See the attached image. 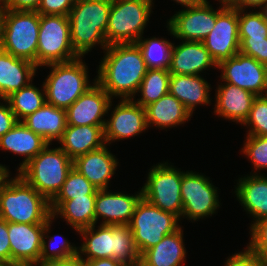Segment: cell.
Here are the masks:
<instances>
[{
	"label": "cell",
	"instance_id": "1",
	"mask_svg": "<svg viewBox=\"0 0 267 266\" xmlns=\"http://www.w3.org/2000/svg\"><path fill=\"white\" fill-rule=\"evenodd\" d=\"M103 52L105 54L99 63L96 82L112 99H134L147 72L138 45L111 44Z\"/></svg>",
	"mask_w": 267,
	"mask_h": 266
},
{
	"label": "cell",
	"instance_id": "2",
	"mask_svg": "<svg viewBox=\"0 0 267 266\" xmlns=\"http://www.w3.org/2000/svg\"><path fill=\"white\" fill-rule=\"evenodd\" d=\"M96 224L78 231L83 243L78 255L84 260L113 258L124 266H139L141 255L135 245L129 225ZM85 255V256H83Z\"/></svg>",
	"mask_w": 267,
	"mask_h": 266
},
{
	"label": "cell",
	"instance_id": "3",
	"mask_svg": "<svg viewBox=\"0 0 267 266\" xmlns=\"http://www.w3.org/2000/svg\"><path fill=\"white\" fill-rule=\"evenodd\" d=\"M0 181V218L8 223L45 224L52 216L50 202L18 174Z\"/></svg>",
	"mask_w": 267,
	"mask_h": 266
},
{
	"label": "cell",
	"instance_id": "4",
	"mask_svg": "<svg viewBox=\"0 0 267 266\" xmlns=\"http://www.w3.org/2000/svg\"><path fill=\"white\" fill-rule=\"evenodd\" d=\"M112 0H76L68 14L70 40L74 51L80 56L92 51L98 44L108 47L105 32Z\"/></svg>",
	"mask_w": 267,
	"mask_h": 266
},
{
	"label": "cell",
	"instance_id": "5",
	"mask_svg": "<svg viewBox=\"0 0 267 266\" xmlns=\"http://www.w3.org/2000/svg\"><path fill=\"white\" fill-rule=\"evenodd\" d=\"M50 145L48 143L16 173L49 202L61 190L67 174L73 168V160L60 147L50 148Z\"/></svg>",
	"mask_w": 267,
	"mask_h": 266
},
{
	"label": "cell",
	"instance_id": "6",
	"mask_svg": "<svg viewBox=\"0 0 267 266\" xmlns=\"http://www.w3.org/2000/svg\"><path fill=\"white\" fill-rule=\"evenodd\" d=\"M46 67H51L45 82H42L46 102L57 108L67 109L96 82L95 77L94 82L90 83L88 66L82 57Z\"/></svg>",
	"mask_w": 267,
	"mask_h": 266
},
{
	"label": "cell",
	"instance_id": "7",
	"mask_svg": "<svg viewBox=\"0 0 267 266\" xmlns=\"http://www.w3.org/2000/svg\"><path fill=\"white\" fill-rule=\"evenodd\" d=\"M153 0H112L105 32L108 45L136 43L144 33Z\"/></svg>",
	"mask_w": 267,
	"mask_h": 266
},
{
	"label": "cell",
	"instance_id": "8",
	"mask_svg": "<svg viewBox=\"0 0 267 266\" xmlns=\"http://www.w3.org/2000/svg\"><path fill=\"white\" fill-rule=\"evenodd\" d=\"M40 14L6 10L1 50L36 64Z\"/></svg>",
	"mask_w": 267,
	"mask_h": 266
},
{
	"label": "cell",
	"instance_id": "9",
	"mask_svg": "<svg viewBox=\"0 0 267 266\" xmlns=\"http://www.w3.org/2000/svg\"><path fill=\"white\" fill-rule=\"evenodd\" d=\"M80 56L74 51L70 40L68 16L40 15L36 66L64 63Z\"/></svg>",
	"mask_w": 267,
	"mask_h": 266
},
{
	"label": "cell",
	"instance_id": "10",
	"mask_svg": "<svg viewBox=\"0 0 267 266\" xmlns=\"http://www.w3.org/2000/svg\"><path fill=\"white\" fill-rule=\"evenodd\" d=\"M178 222L180 219L176 215L161 210L142 197L129 224L140 255L158 244L164 236L177 231L181 227Z\"/></svg>",
	"mask_w": 267,
	"mask_h": 266
},
{
	"label": "cell",
	"instance_id": "11",
	"mask_svg": "<svg viewBox=\"0 0 267 266\" xmlns=\"http://www.w3.org/2000/svg\"><path fill=\"white\" fill-rule=\"evenodd\" d=\"M183 173L168 162L153 165L149 169L146 183L141 188L142 197L182 220L183 203L180 189Z\"/></svg>",
	"mask_w": 267,
	"mask_h": 266
},
{
	"label": "cell",
	"instance_id": "12",
	"mask_svg": "<svg viewBox=\"0 0 267 266\" xmlns=\"http://www.w3.org/2000/svg\"><path fill=\"white\" fill-rule=\"evenodd\" d=\"M209 178L198 172L184 171L180 189L183 203L181 218L195 222L211 217L219 209L218 187Z\"/></svg>",
	"mask_w": 267,
	"mask_h": 266
},
{
	"label": "cell",
	"instance_id": "13",
	"mask_svg": "<svg viewBox=\"0 0 267 266\" xmlns=\"http://www.w3.org/2000/svg\"><path fill=\"white\" fill-rule=\"evenodd\" d=\"M221 80L239 88L248 90L256 96L267 93V66L253 57L238 52L229 59L220 62Z\"/></svg>",
	"mask_w": 267,
	"mask_h": 266
},
{
	"label": "cell",
	"instance_id": "14",
	"mask_svg": "<svg viewBox=\"0 0 267 266\" xmlns=\"http://www.w3.org/2000/svg\"><path fill=\"white\" fill-rule=\"evenodd\" d=\"M217 9L206 0L204 3L183 8L168 19L170 35L184 41H203L215 26Z\"/></svg>",
	"mask_w": 267,
	"mask_h": 266
},
{
	"label": "cell",
	"instance_id": "15",
	"mask_svg": "<svg viewBox=\"0 0 267 266\" xmlns=\"http://www.w3.org/2000/svg\"><path fill=\"white\" fill-rule=\"evenodd\" d=\"M217 65L240 50L238 9L219 6L215 26L202 41Z\"/></svg>",
	"mask_w": 267,
	"mask_h": 266
},
{
	"label": "cell",
	"instance_id": "16",
	"mask_svg": "<svg viewBox=\"0 0 267 266\" xmlns=\"http://www.w3.org/2000/svg\"><path fill=\"white\" fill-rule=\"evenodd\" d=\"M106 120L104 127L105 143L135 137L147 130L145 108L134 99H120Z\"/></svg>",
	"mask_w": 267,
	"mask_h": 266
},
{
	"label": "cell",
	"instance_id": "17",
	"mask_svg": "<svg viewBox=\"0 0 267 266\" xmlns=\"http://www.w3.org/2000/svg\"><path fill=\"white\" fill-rule=\"evenodd\" d=\"M112 100L109 94L95 82L66 109L67 125L105 126L106 119L103 116H107L108 111L112 109Z\"/></svg>",
	"mask_w": 267,
	"mask_h": 266
},
{
	"label": "cell",
	"instance_id": "18",
	"mask_svg": "<svg viewBox=\"0 0 267 266\" xmlns=\"http://www.w3.org/2000/svg\"><path fill=\"white\" fill-rule=\"evenodd\" d=\"M45 224L8 223L11 264L38 266Z\"/></svg>",
	"mask_w": 267,
	"mask_h": 266
},
{
	"label": "cell",
	"instance_id": "19",
	"mask_svg": "<svg viewBox=\"0 0 267 266\" xmlns=\"http://www.w3.org/2000/svg\"><path fill=\"white\" fill-rule=\"evenodd\" d=\"M108 190H97L95 200L96 224L101 218V225H129L136 206L142 198V190L134 195L121 192L113 193Z\"/></svg>",
	"mask_w": 267,
	"mask_h": 266
},
{
	"label": "cell",
	"instance_id": "20",
	"mask_svg": "<svg viewBox=\"0 0 267 266\" xmlns=\"http://www.w3.org/2000/svg\"><path fill=\"white\" fill-rule=\"evenodd\" d=\"M217 63L201 41H184L173 45L169 72L177 75H200Z\"/></svg>",
	"mask_w": 267,
	"mask_h": 266
},
{
	"label": "cell",
	"instance_id": "21",
	"mask_svg": "<svg viewBox=\"0 0 267 266\" xmlns=\"http://www.w3.org/2000/svg\"><path fill=\"white\" fill-rule=\"evenodd\" d=\"M214 114L241 125L247 120L252 108L254 93L224 82L215 89Z\"/></svg>",
	"mask_w": 267,
	"mask_h": 266
},
{
	"label": "cell",
	"instance_id": "22",
	"mask_svg": "<svg viewBox=\"0 0 267 266\" xmlns=\"http://www.w3.org/2000/svg\"><path fill=\"white\" fill-rule=\"evenodd\" d=\"M107 146L106 144L73 160V168L85 176L98 190L109 188L110 179L119 165L118 159Z\"/></svg>",
	"mask_w": 267,
	"mask_h": 266
},
{
	"label": "cell",
	"instance_id": "23",
	"mask_svg": "<svg viewBox=\"0 0 267 266\" xmlns=\"http://www.w3.org/2000/svg\"><path fill=\"white\" fill-rule=\"evenodd\" d=\"M235 195L243 209L253 218L250 227L267 217V176L265 174L246 175L237 180Z\"/></svg>",
	"mask_w": 267,
	"mask_h": 266
},
{
	"label": "cell",
	"instance_id": "24",
	"mask_svg": "<svg viewBox=\"0 0 267 266\" xmlns=\"http://www.w3.org/2000/svg\"><path fill=\"white\" fill-rule=\"evenodd\" d=\"M39 69L36 64L16 58L0 49V100L28 86Z\"/></svg>",
	"mask_w": 267,
	"mask_h": 266
},
{
	"label": "cell",
	"instance_id": "25",
	"mask_svg": "<svg viewBox=\"0 0 267 266\" xmlns=\"http://www.w3.org/2000/svg\"><path fill=\"white\" fill-rule=\"evenodd\" d=\"M105 126L67 125L59 146L72 160L90 151L102 148L105 143Z\"/></svg>",
	"mask_w": 267,
	"mask_h": 266
},
{
	"label": "cell",
	"instance_id": "26",
	"mask_svg": "<svg viewBox=\"0 0 267 266\" xmlns=\"http://www.w3.org/2000/svg\"><path fill=\"white\" fill-rule=\"evenodd\" d=\"M211 84L200 75L171 74L169 93L176 97L193 115L197 105H210Z\"/></svg>",
	"mask_w": 267,
	"mask_h": 266
},
{
	"label": "cell",
	"instance_id": "27",
	"mask_svg": "<svg viewBox=\"0 0 267 266\" xmlns=\"http://www.w3.org/2000/svg\"><path fill=\"white\" fill-rule=\"evenodd\" d=\"M47 144L46 140L28 129L22 121H18L10 131L0 138L1 150L23 156L17 172L36 157Z\"/></svg>",
	"mask_w": 267,
	"mask_h": 266
},
{
	"label": "cell",
	"instance_id": "28",
	"mask_svg": "<svg viewBox=\"0 0 267 266\" xmlns=\"http://www.w3.org/2000/svg\"><path fill=\"white\" fill-rule=\"evenodd\" d=\"M183 237L181 227L164 236L158 244L141 255L139 266H184L187 253Z\"/></svg>",
	"mask_w": 267,
	"mask_h": 266
},
{
	"label": "cell",
	"instance_id": "29",
	"mask_svg": "<svg viewBox=\"0 0 267 266\" xmlns=\"http://www.w3.org/2000/svg\"><path fill=\"white\" fill-rule=\"evenodd\" d=\"M22 122L28 129L52 144V141H58L62 137L67 127L66 109L57 108L46 102Z\"/></svg>",
	"mask_w": 267,
	"mask_h": 266
},
{
	"label": "cell",
	"instance_id": "30",
	"mask_svg": "<svg viewBox=\"0 0 267 266\" xmlns=\"http://www.w3.org/2000/svg\"><path fill=\"white\" fill-rule=\"evenodd\" d=\"M147 127L172 128L188 122L192 117L185 106L170 93L145 107Z\"/></svg>",
	"mask_w": 267,
	"mask_h": 266
},
{
	"label": "cell",
	"instance_id": "31",
	"mask_svg": "<svg viewBox=\"0 0 267 266\" xmlns=\"http://www.w3.org/2000/svg\"><path fill=\"white\" fill-rule=\"evenodd\" d=\"M95 200L96 195H85V197L66 200L52 213V216L54 218L60 216L78 232L96 224Z\"/></svg>",
	"mask_w": 267,
	"mask_h": 266
},
{
	"label": "cell",
	"instance_id": "32",
	"mask_svg": "<svg viewBox=\"0 0 267 266\" xmlns=\"http://www.w3.org/2000/svg\"><path fill=\"white\" fill-rule=\"evenodd\" d=\"M41 87L42 89H39L31 82L5 98L18 121L33 114L46 103L44 85Z\"/></svg>",
	"mask_w": 267,
	"mask_h": 266
},
{
	"label": "cell",
	"instance_id": "33",
	"mask_svg": "<svg viewBox=\"0 0 267 266\" xmlns=\"http://www.w3.org/2000/svg\"><path fill=\"white\" fill-rule=\"evenodd\" d=\"M170 76L168 69H147L137 92L142 97L134 101L145 108L168 94Z\"/></svg>",
	"mask_w": 267,
	"mask_h": 266
},
{
	"label": "cell",
	"instance_id": "34",
	"mask_svg": "<svg viewBox=\"0 0 267 266\" xmlns=\"http://www.w3.org/2000/svg\"><path fill=\"white\" fill-rule=\"evenodd\" d=\"M142 36L136 44L141 50L147 69H168L170 67L171 53L174 43L165 38Z\"/></svg>",
	"mask_w": 267,
	"mask_h": 266
},
{
	"label": "cell",
	"instance_id": "35",
	"mask_svg": "<svg viewBox=\"0 0 267 266\" xmlns=\"http://www.w3.org/2000/svg\"><path fill=\"white\" fill-rule=\"evenodd\" d=\"M97 188L89 180L72 168L67 174L66 180L61 190L50 201L51 214L66 200L76 197H85V195H97Z\"/></svg>",
	"mask_w": 267,
	"mask_h": 266
},
{
	"label": "cell",
	"instance_id": "36",
	"mask_svg": "<svg viewBox=\"0 0 267 266\" xmlns=\"http://www.w3.org/2000/svg\"><path fill=\"white\" fill-rule=\"evenodd\" d=\"M55 219L56 218L51 216L44 225V231L42 235V250H41V255L39 258V265L47 263V262H51L54 260L73 257L78 254V247L71 244L66 238L61 239V241L59 240L55 244L56 240L63 237L62 235L57 234L58 239L56 235H53V236L48 235L51 232L50 231L51 224ZM45 239H49L48 241L49 243Z\"/></svg>",
	"mask_w": 267,
	"mask_h": 266
},
{
	"label": "cell",
	"instance_id": "37",
	"mask_svg": "<svg viewBox=\"0 0 267 266\" xmlns=\"http://www.w3.org/2000/svg\"><path fill=\"white\" fill-rule=\"evenodd\" d=\"M246 11V12H245ZM239 37H251V39L267 38V19L264 11L259 9L247 11L238 9Z\"/></svg>",
	"mask_w": 267,
	"mask_h": 266
},
{
	"label": "cell",
	"instance_id": "38",
	"mask_svg": "<svg viewBox=\"0 0 267 266\" xmlns=\"http://www.w3.org/2000/svg\"><path fill=\"white\" fill-rule=\"evenodd\" d=\"M241 152L253 163V174L267 169V136L246 135Z\"/></svg>",
	"mask_w": 267,
	"mask_h": 266
},
{
	"label": "cell",
	"instance_id": "39",
	"mask_svg": "<svg viewBox=\"0 0 267 266\" xmlns=\"http://www.w3.org/2000/svg\"><path fill=\"white\" fill-rule=\"evenodd\" d=\"M243 125L249 127L247 135L267 136V93L254 99L249 117Z\"/></svg>",
	"mask_w": 267,
	"mask_h": 266
},
{
	"label": "cell",
	"instance_id": "40",
	"mask_svg": "<svg viewBox=\"0 0 267 266\" xmlns=\"http://www.w3.org/2000/svg\"><path fill=\"white\" fill-rule=\"evenodd\" d=\"M250 242L247 247L267 263V217L250 227Z\"/></svg>",
	"mask_w": 267,
	"mask_h": 266
},
{
	"label": "cell",
	"instance_id": "41",
	"mask_svg": "<svg viewBox=\"0 0 267 266\" xmlns=\"http://www.w3.org/2000/svg\"><path fill=\"white\" fill-rule=\"evenodd\" d=\"M239 52L253 57L256 61L267 66V38L251 39V37H239Z\"/></svg>",
	"mask_w": 267,
	"mask_h": 266
},
{
	"label": "cell",
	"instance_id": "42",
	"mask_svg": "<svg viewBox=\"0 0 267 266\" xmlns=\"http://www.w3.org/2000/svg\"><path fill=\"white\" fill-rule=\"evenodd\" d=\"M76 0H41L37 12L40 15L68 16Z\"/></svg>",
	"mask_w": 267,
	"mask_h": 266
},
{
	"label": "cell",
	"instance_id": "43",
	"mask_svg": "<svg viewBox=\"0 0 267 266\" xmlns=\"http://www.w3.org/2000/svg\"><path fill=\"white\" fill-rule=\"evenodd\" d=\"M246 249V250H245ZM228 257L224 266H267V263L248 247Z\"/></svg>",
	"mask_w": 267,
	"mask_h": 266
},
{
	"label": "cell",
	"instance_id": "44",
	"mask_svg": "<svg viewBox=\"0 0 267 266\" xmlns=\"http://www.w3.org/2000/svg\"><path fill=\"white\" fill-rule=\"evenodd\" d=\"M3 102H0V138L18 123L9 103L5 99H3Z\"/></svg>",
	"mask_w": 267,
	"mask_h": 266
},
{
	"label": "cell",
	"instance_id": "45",
	"mask_svg": "<svg viewBox=\"0 0 267 266\" xmlns=\"http://www.w3.org/2000/svg\"><path fill=\"white\" fill-rule=\"evenodd\" d=\"M0 263L11 264V249L8 238V222L0 218Z\"/></svg>",
	"mask_w": 267,
	"mask_h": 266
},
{
	"label": "cell",
	"instance_id": "46",
	"mask_svg": "<svg viewBox=\"0 0 267 266\" xmlns=\"http://www.w3.org/2000/svg\"><path fill=\"white\" fill-rule=\"evenodd\" d=\"M6 10L37 11L41 0H2Z\"/></svg>",
	"mask_w": 267,
	"mask_h": 266
},
{
	"label": "cell",
	"instance_id": "47",
	"mask_svg": "<svg viewBox=\"0 0 267 266\" xmlns=\"http://www.w3.org/2000/svg\"><path fill=\"white\" fill-rule=\"evenodd\" d=\"M38 266H84V260L77 254L73 257L54 260Z\"/></svg>",
	"mask_w": 267,
	"mask_h": 266
},
{
	"label": "cell",
	"instance_id": "48",
	"mask_svg": "<svg viewBox=\"0 0 267 266\" xmlns=\"http://www.w3.org/2000/svg\"><path fill=\"white\" fill-rule=\"evenodd\" d=\"M84 266H124L113 258H99L84 261Z\"/></svg>",
	"mask_w": 267,
	"mask_h": 266
},
{
	"label": "cell",
	"instance_id": "49",
	"mask_svg": "<svg viewBox=\"0 0 267 266\" xmlns=\"http://www.w3.org/2000/svg\"><path fill=\"white\" fill-rule=\"evenodd\" d=\"M267 6V0H241V2L235 7L236 9H249L256 8L263 9Z\"/></svg>",
	"mask_w": 267,
	"mask_h": 266
},
{
	"label": "cell",
	"instance_id": "50",
	"mask_svg": "<svg viewBox=\"0 0 267 266\" xmlns=\"http://www.w3.org/2000/svg\"><path fill=\"white\" fill-rule=\"evenodd\" d=\"M172 1V0H171ZM185 8L193 7L204 3L206 0H173Z\"/></svg>",
	"mask_w": 267,
	"mask_h": 266
},
{
	"label": "cell",
	"instance_id": "51",
	"mask_svg": "<svg viewBox=\"0 0 267 266\" xmlns=\"http://www.w3.org/2000/svg\"><path fill=\"white\" fill-rule=\"evenodd\" d=\"M5 12H6V9L3 6L2 0H0V49H1L2 38H3V27H4Z\"/></svg>",
	"mask_w": 267,
	"mask_h": 266
},
{
	"label": "cell",
	"instance_id": "52",
	"mask_svg": "<svg viewBox=\"0 0 267 266\" xmlns=\"http://www.w3.org/2000/svg\"><path fill=\"white\" fill-rule=\"evenodd\" d=\"M221 4V7L223 8H235L241 0H217Z\"/></svg>",
	"mask_w": 267,
	"mask_h": 266
},
{
	"label": "cell",
	"instance_id": "53",
	"mask_svg": "<svg viewBox=\"0 0 267 266\" xmlns=\"http://www.w3.org/2000/svg\"><path fill=\"white\" fill-rule=\"evenodd\" d=\"M7 173H10L9 169L5 165L0 164V181Z\"/></svg>",
	"mask_w": 267,
	"mask_h": 266
},
{
	"label": "cell",
	"instance_id": "54",
	"mask_svg": "<svg viewBox=\"0 0 267 266\" xmlns=\"http://www.w3.org/2000/svg\"><path fill=\"white\" fill-rule=\"evenodd\" d=\"M0 266H24L20 264H1Z\"/></svg>",
	"mask_w": 267,
	"mask_h": 266
},
{
	"label": "cell",
	"instance_id": "55",
	"mask_svg": "<svg viewBox=\"0 0 267 266\" xmlns=\"http://www.w3.org/2000/svg\"><path fill=\"white\" fill-rule=\"evenodd\" d=\"M265 13L266 19H267V6L262 9Z\"/></svg>",
	"mask_w": 267,
	"mask_h": 266
}]
</instances>
